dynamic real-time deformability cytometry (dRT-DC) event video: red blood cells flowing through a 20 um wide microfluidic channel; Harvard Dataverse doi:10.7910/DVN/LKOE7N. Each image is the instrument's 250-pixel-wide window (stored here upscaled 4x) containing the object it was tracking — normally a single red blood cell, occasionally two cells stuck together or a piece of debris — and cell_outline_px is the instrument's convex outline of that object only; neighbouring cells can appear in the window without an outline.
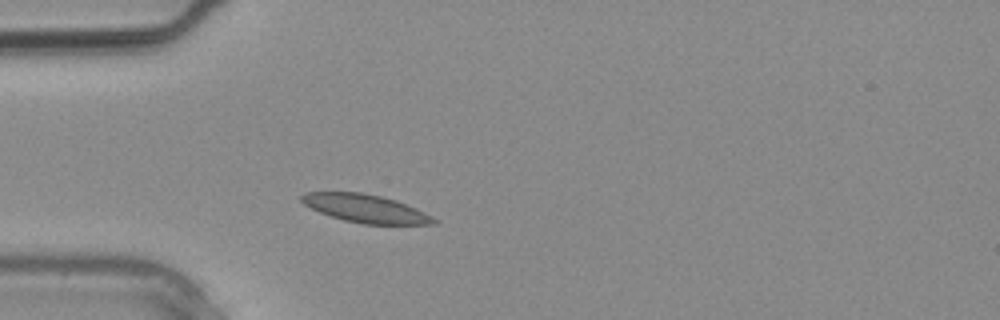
{"species": "common noctule bat (a hibernating species)", "species_latin": "Nyctalus noctula", "temperature_condition": "warm", "stored_images_in_passage": 1, "camera_frame_rate_fps": 3000, "um_per_image_px": 0.085, "animal": {"sex": "male", "body_mass_g": 20.4}, "frame": {"image": 1, "passage_image": 1, "time_ms": 0.0, "image_size_px": [1000, 320], "cell_outline_px": [[440, 220], [436, 224], [364, 224], [344, 220], [320, 212], [304, 204], [300, 200], [300, 196], [304, 192], [360, 192], [380, 196], [396, 200], [416, 208]], "centroid_in_image_um": [31.09, 17.72], "position_along_channel_um": 53.9, "area_um2": 21.56}}